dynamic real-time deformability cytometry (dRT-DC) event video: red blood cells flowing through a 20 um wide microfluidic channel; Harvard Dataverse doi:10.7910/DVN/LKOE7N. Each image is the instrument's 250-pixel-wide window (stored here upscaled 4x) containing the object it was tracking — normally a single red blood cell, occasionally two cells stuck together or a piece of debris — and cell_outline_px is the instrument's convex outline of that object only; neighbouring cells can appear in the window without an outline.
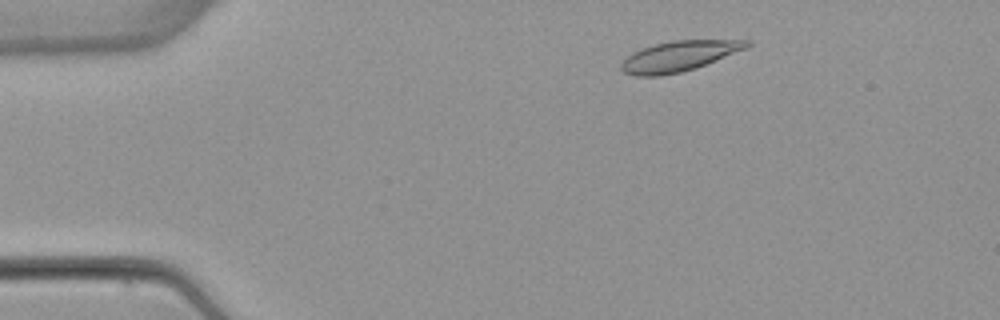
{"species": "common noctule bat (a hibernating species)", "species_latin": "Nyctalus noctula", "temperature_condition": "warm", "stored_images_in_passage": 49, "camera_frame_rate_fps": 3000, "um_per_image_px": 0.085, "animal": {"sex": "female", "body_mass_g": 22.7, "forearm_length_mm": 54.2}, "frame": {"image": 1, "passage_image": 5, "time_ms": 1.333, "image_size_px": [1000, 320], "cell_outline_px": [[752, 44], [748, 48], [696, 68], [680, 72], [660, 76], [636, 76], [624, 72], [620, 68], [620, 64], [632, 52], [656, 44], [672, 40], [752, 40]], "centroid_in_image_um": [57.75, 4.77], "position_along_channel_um": 27.3, "area_um2": 22.2}}
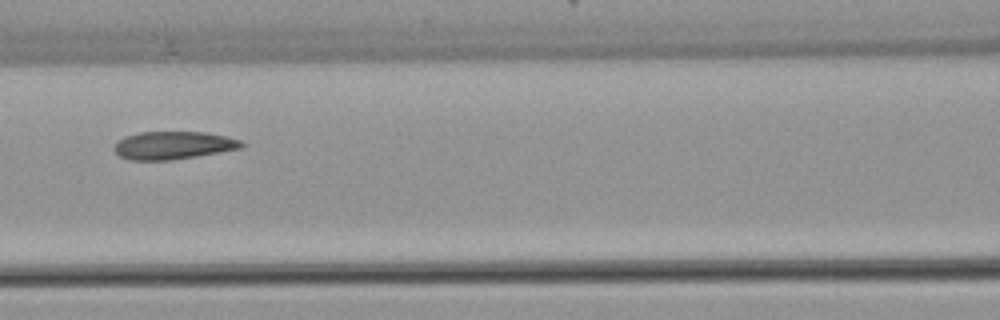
{"frame": {"image": 2, "passage_image": 20, "time_ms": 6.333, "image_size_px": [1000, 320], "cell_outline_px": [[244, 144], [240, 148], [196, 156], [172, 160], [128, 160], [120, 156], [112, 148], [124, 136], [140, 132], [204, 132], [224, 136], [240, 140]], "centroid_in_image_um": [14.68, 12.35], "position_along_channel_um": 151.9, "area_um2": 20.46}}
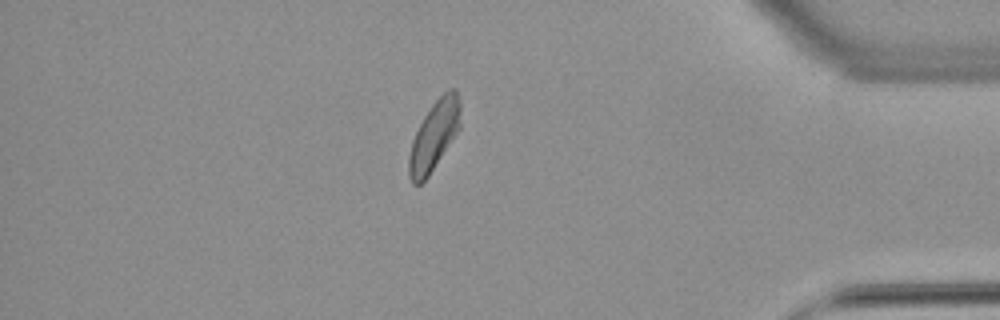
{"frame": {"image": 3, "passage_image": 42, "time_ms": 13.667, "image_size_px": [1000, 320], "cell_outline_px": [[460, 128], [428, 176], [420, 184], [412, 184], [408, 176], [408, 156], [412, 140], [424, 116], [432, 104], [448, 88], [456, 88], [460, 100]], "centroid_in_image_um": [36.9, 11.52], "position_along_channel_um": 398.3, "area_um2": 20.75}, "authors_computed_cell_mechanics": {"area_um2": 21.386, "velocity_mm_per_s": 3.8426, "shape_relaxation_time_tau1_ms": 4.9777, "shape_relaxation_time_tau2_ms": 1.7464, "deformation_change_tau1": 0.1359, "deformation_change_tau2": 0.0779}}